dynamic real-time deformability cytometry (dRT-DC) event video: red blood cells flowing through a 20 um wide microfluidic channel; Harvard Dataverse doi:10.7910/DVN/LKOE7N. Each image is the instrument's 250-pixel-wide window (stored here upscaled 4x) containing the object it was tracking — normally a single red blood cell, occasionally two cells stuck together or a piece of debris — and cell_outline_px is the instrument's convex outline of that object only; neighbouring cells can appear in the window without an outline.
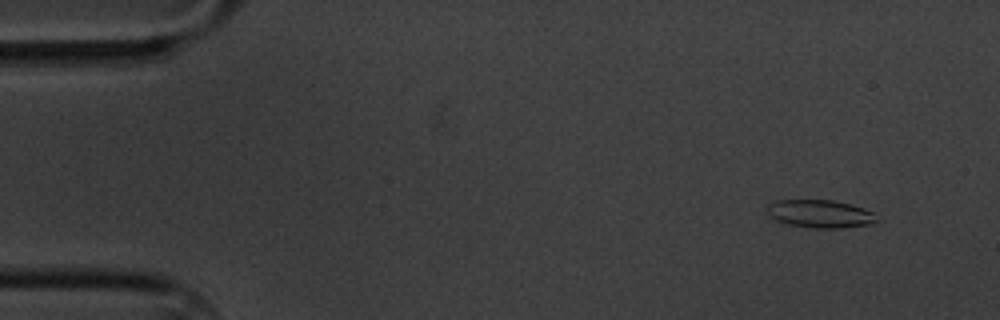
{"species": "common noctule bat (a hibernating species)", "species_latin": "Nyctalus noctula", "temperature_condition": "cold", "stored_images_in_passage": 56, "camera_frame_rate_fps": 3000, "um_per_image_px": 0.085, "animal": {"sex": "male", "body_mass_g": 20.1, "forearm_length_mm": 53.5}, "frame": {"image": 1, "passage_image": 1, "time_ms": 0.0, "image_size_px": [1000, 320], "cell_outline_px": [[876, 220], [872, 224], [840, 228], [812, 228], [788, 224], [776, 220], [768, 216], [768, 204], [776, 200], [832, 200], [864, 208], [872, 212]], "centroid_in_image_um": [69.67, 18.17], "position_along_channel_um": 15.3, "area_um2": 17.69}}
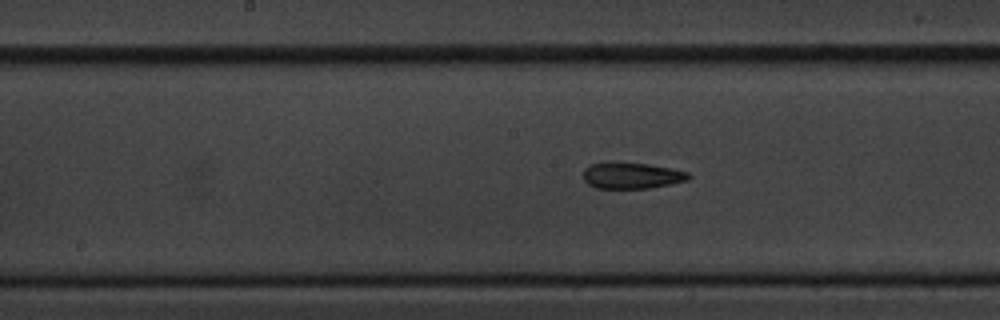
{"frame": {"image": 2, "passage_image": 26, "time_ms": 8.333, "image_size_px": [1000, 320], "cell_outline_px": [[692, 176], [688, 180], [648, 188], [596, 188], [588, 184], [584, 180], [584, 168], [588, 164], [648, 164], [688, 172]], "centroid_in_image_um": [53.7, 14.95], "position_along_channel_um": 194.5, "area_um2": 15.49}}
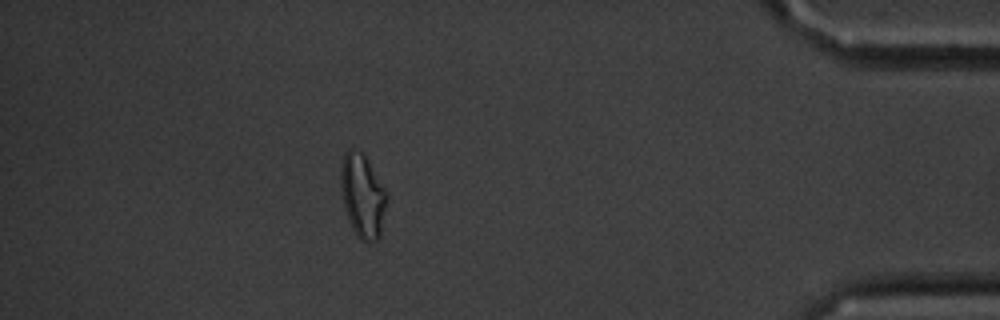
{"frame": {"image": 3, "passage_image": 49, "time_ms": 16.0, "image_size_px": [1000, 320], "cell_outline_px": [[388, 200], [380, 236], [376, 240], [368, 244], [360, 240], [352, 228], [344, 208], [340, 188], [340, 168], [344, 152], [352, 144], [364, 152], [388, 192]], "centroid_in_image_um": [30.82, 16.57], "position_along_channel_um": 404.4, "area_um2": 23.47}, "authors_computed_cell_mechanics": {"area_um2": 17.4267, "velocity_mm_per_s": 3.3343, "shape_relaxation_time_tau1_ms": 6.4481, "shape_relaxation_time_tau2_ms": 2.9235, "deformation_change_tau1": 0.1537, "deformation_change_tau2": 0.0932}}